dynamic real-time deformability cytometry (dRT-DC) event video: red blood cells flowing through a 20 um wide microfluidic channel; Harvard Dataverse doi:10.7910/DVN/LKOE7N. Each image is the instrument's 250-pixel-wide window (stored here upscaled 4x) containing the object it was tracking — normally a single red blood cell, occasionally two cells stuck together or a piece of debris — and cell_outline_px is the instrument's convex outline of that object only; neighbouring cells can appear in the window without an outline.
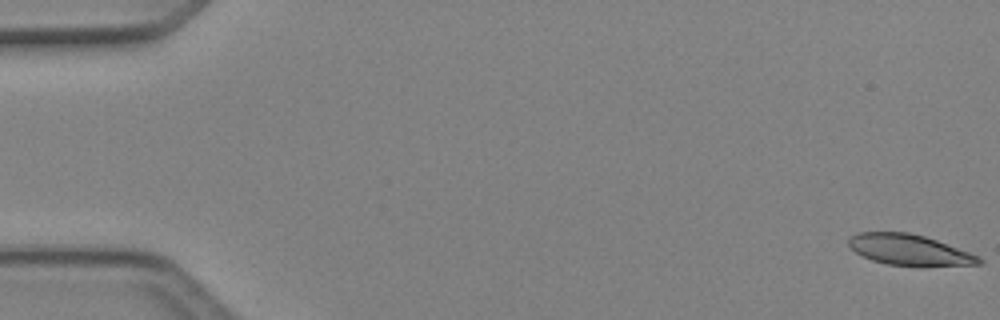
{"species": "Egyptian fruit bat (a non-hibernating species)", "species_latin": "Rousettus aegyptiacus", "temperature_condition": "cold", "stored_images_in_passage": 5, "camera_frame_rate_fps": 3000, "um_per_image_px": 0.085, "animal": {"sex": "female"}, "frame": {"image": 1, "passage_image": 1, "time_ms": 0.0, "image_size_px": [1000, 320], "cell_outline_px": [[984, 264], [888, 264], [872, 260], [856, 252], [848, 244], [848, 240], [852, 236], [860, 232], [908, 232], [924, 236], [936, 240], [980, 256], [984, 260]], "centroid_in_image_um": [77.28, 21.2], "position_along_channel_um": 7.7, "area_um2": 22.48}}
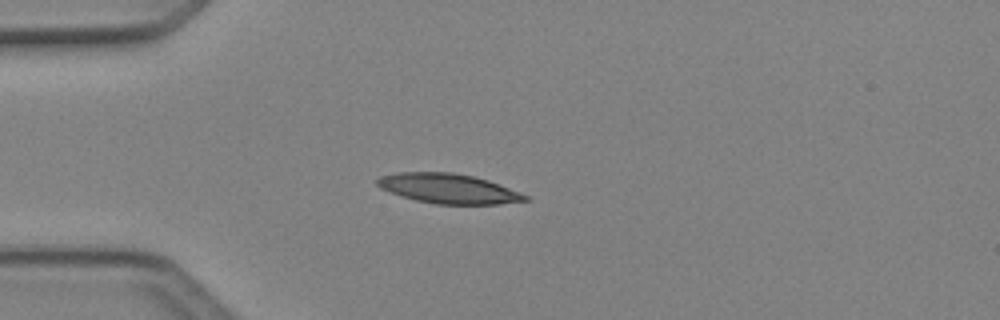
{"frame": {"image": 2, "passage_image": 4, "time_ms": 1.0, "image_size_px": [1000, 320], "cell_outline_px": [[532, 200], [500, 204], [436, 204], [416, 200], [400, 196], [380, 188], [376, 184], [376, 180], [380, 176], [396, 172], [452, 172], [472, 176], [488, 180], [528, 196]], "centroid_in_image_um": [38.08, 16.03], "position_along_channel_um": 46.9, "area_um2": 25.61}}